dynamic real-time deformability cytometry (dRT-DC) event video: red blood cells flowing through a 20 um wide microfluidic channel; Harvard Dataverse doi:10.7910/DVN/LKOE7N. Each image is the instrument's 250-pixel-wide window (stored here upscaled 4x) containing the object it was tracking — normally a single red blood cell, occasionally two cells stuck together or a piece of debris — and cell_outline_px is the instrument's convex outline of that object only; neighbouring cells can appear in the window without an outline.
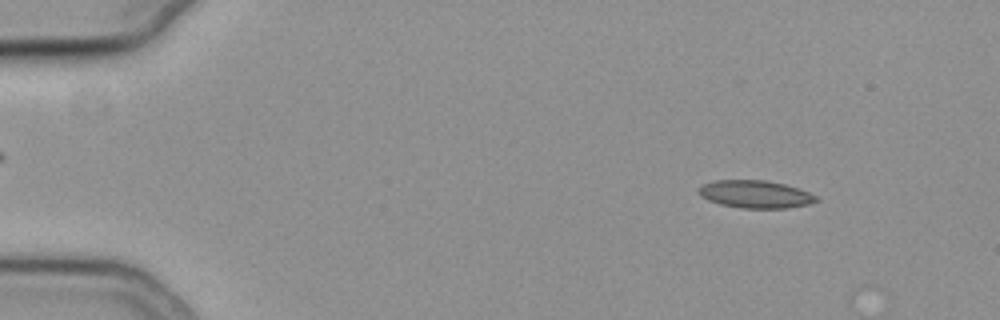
{"species": "common noctule bat (a hibernating species)", "species_latin": "Nyctalus noctula", "temperature_condition": "cold", "stored_images_in_passage": 7, "camera_frame_rate_fps": 3000, "um_per_image_px": 0.085, "animal": {"sex": "female", "body_mass_g": 19.3, "forearm_length_mm": 54.1}, "frame": {"image": 1, "passage_image": 4, "time_ms": 1.0, "image_size_px": [1000, 320], "cell_outline_px": [[820, 200], [812, 204], [788, 208], [740, 208], [720, 204], [708, 200], [700, 196], [696, 192], [696, 188], [704, 184], [716, 180], [768, 180], [800, 188], [816, 196]], "centroid_in_image_um": [64.21, 16.51], "position_along_channel_um": 20.8, "area_um2": 19.25}}